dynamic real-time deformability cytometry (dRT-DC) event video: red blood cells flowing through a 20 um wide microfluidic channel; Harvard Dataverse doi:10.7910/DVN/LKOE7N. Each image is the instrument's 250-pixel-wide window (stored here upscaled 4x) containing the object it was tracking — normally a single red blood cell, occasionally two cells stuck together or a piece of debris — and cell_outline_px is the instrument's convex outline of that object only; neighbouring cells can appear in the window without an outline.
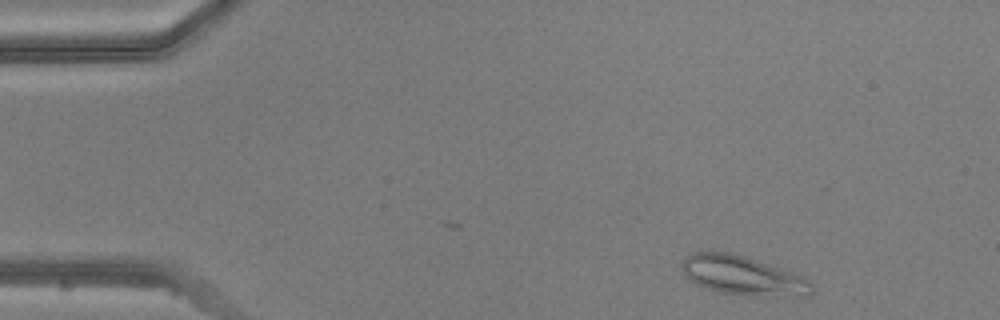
{"species": "common noctule bat (a hibernating species)", "species_latin": "Nyctalus noctula", "temperature_condition": "warm", "stored_images_in_passage": 42, "camera_frame_rate_fps": 3000, "um_per_image_px": 0.085, "animal": {"sex": "male", "body_mass_g": 20.5, "forearm_length_mm": 52.5}, "frame": {"image": 1, "passage_image": 2, "time_ms": 0.333, "image_size_px": [1000, 320], "cell_outline_px": [[816, 288], [812, 296], [756, 296], [720, 292], [696, 284], [684, 276], [680, 264], [684, 256], [692, 252], [732, 252], [804, 276]], "centroid_in_image_um": [63.15, 23.43], "position_along_channel_um": 21.8, "area_um2": 29.88}}
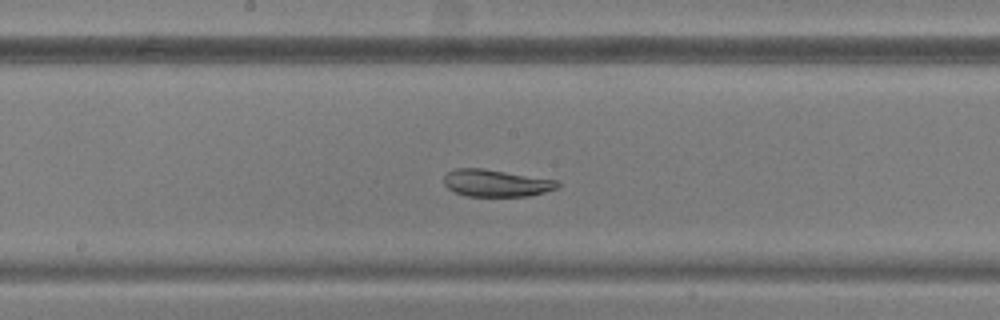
{"frame": {"image": 2, "passage_image": 22, "time_ms": 7.0, "image_size_px": [1000, 320], "cell_outline_px": [[560, 184], [556, 188], [544, 192], [528, 196], [468, 196], [456, 192], [448, 188], [444, 184], [444, 176], [448, 172], [456, 168], [480, 168], [556, 180]], "centroid_in_image_um": [42.14, 15.56], "position_along_channel_um": 206.1, "area_um2": 17.63}}
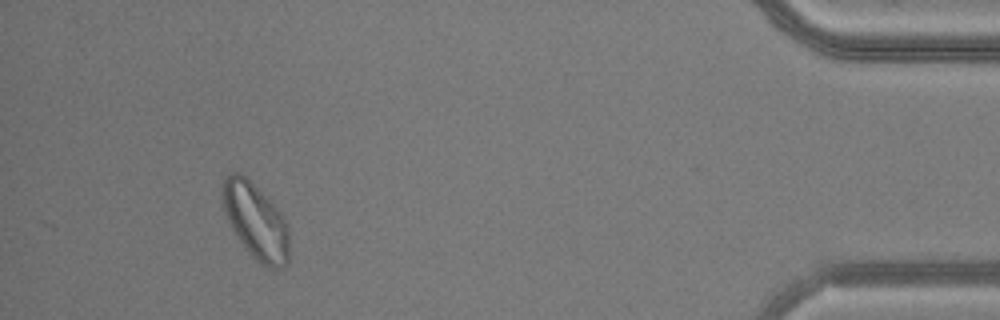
{"frame": {"image": 3, "passage_image": 42, "time_ms": 13.667, "image_size_px": [1000, 320], "cell_outline_px": [[288, 264], [280, 268], [264, 268], [244, 248], [236, 236], [224, 212], [224, 176], [228, 172], [240, 172], [272, 200], [284, 216], [288, 224]], "centroid_in_image_um": [21.77, 18.81], "position_along_channel_um": 413.4, "area_um2": 29.71}}